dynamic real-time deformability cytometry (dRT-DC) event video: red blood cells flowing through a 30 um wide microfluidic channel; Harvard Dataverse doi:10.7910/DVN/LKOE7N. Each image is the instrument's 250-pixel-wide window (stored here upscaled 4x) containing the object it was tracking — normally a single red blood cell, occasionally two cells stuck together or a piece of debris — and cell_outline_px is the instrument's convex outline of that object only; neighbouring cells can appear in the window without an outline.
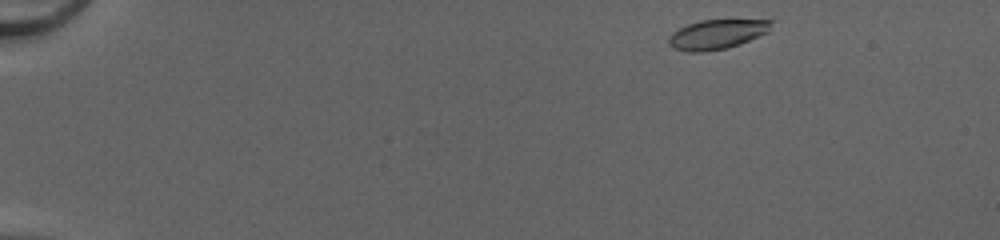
{"species": "common noctule bat (a hibernating species)", "species_latin": "Nyctalus noctula", "temperature_condition": "cold", "stored_images_in_passage": 44, "camera_frame_rate_fps": 3000, "um_per_image_px": 0.085, "animal": {"sex": "female", "body_mass_g": 20.0, "forearm_length_mm": 54.0}, "frame": {"image": 1, "passage_image": 1, "time_ms": 0.0, "image_size_px": [1000, 240], "cell_outline_px": [[772, 20], [768, 32], [740, 44], [728, 48], [704, 52], [688, 52], [672, 48], [668, 44], [668, 36], [672, 32], [688, 24], [700, 20]], "centroid_in_image_um": [60.89, 2.93], "position_along_channel_um": 24.1, "area_um2": 17.69}}
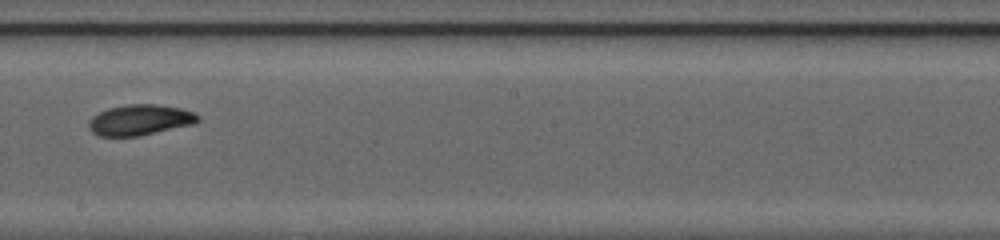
{"frame": {"image": 2, "passage_image": 25, "time_ms": 8.0, "image_size_px": [1000, 240], "cell_outline_px": [[200, 120], [196, 124], [140, 136], [100, 136], [92, 132], [88, 128], [88, 120], [92, 116], [108, 108], [128, 104], [160, 104], [180, 108], [192, 112], [200, 116]], "centroid_in_image_um": [11.91, 10.2], "position_along_channel_um": 236.3, "area_um2": 19.77}}
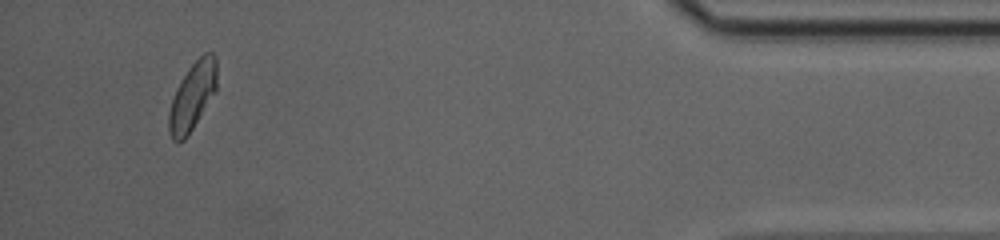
{"frame": {"image": 3, "passage_image": 42, "time_ms": 13.667, "image_size_px": [1000, 240], "cell_outline_px": [[216, 92], [184, 140], [176, 144], [172, 140], [168, 132], [168, 112], [176, 88], [188, 68], [204, 52], [212, 52], [216, 56]], "centroid_in_image_um": [16.34, 8.2], "position_along_channel_um": 418.9, "area_um2": 19.02}, "authors_computed_cell_mechanics": {"area_um2": 19.0162, "velocity_mm_per_s": 4.1985, "shape_relaxation_time_tau1_ms": 4.6767, "shape_relaxation_time_tau2_ms": 2.4417, "deformation_change_tau1": 0.1418, "deformation_change_tau2": 0.0704}}